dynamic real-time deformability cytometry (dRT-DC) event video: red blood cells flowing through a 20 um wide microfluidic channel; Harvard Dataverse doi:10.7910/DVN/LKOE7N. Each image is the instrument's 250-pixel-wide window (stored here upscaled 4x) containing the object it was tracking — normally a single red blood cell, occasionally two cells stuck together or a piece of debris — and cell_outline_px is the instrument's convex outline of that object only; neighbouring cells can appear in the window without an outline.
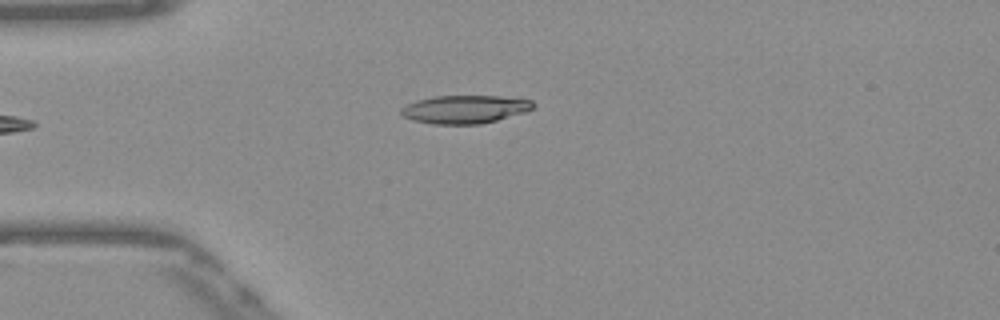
{"species": "Egyptian fruit bat (a non-hibernating species)", "species_latin": "Rousettus aegyptiacus", "temperature_condition": "warm", "stored_images_in_passage": 35, "camera_frame_rate_fps": 3000, "um_per_image_px": 0.085, "frame": {"image": 1, "passage_image": 1, "time_ms": 0.0, "image_size_px": [1000, 320], "cell_outline_px": [[536, 104], [532, 108], [524, 112], [496, 120], [480, 124], [432, 124], [412, 120], [404, 116], [400, 112], [400, 108], [416, 100], [436, 96], [500, 96], [532, 100]], "centroid_in_image_um": [39.5, 9.29], "position_along_channel_um": 45.5, "area_um2": 21.56}}
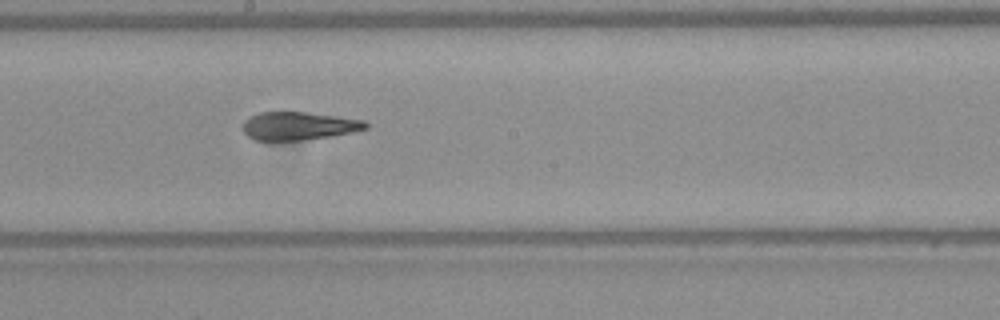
{"frame": {"image": 2, "passage_image": 16, "time_ms": 5.0, "image_size_px": [1000, 320], "cell_outline_px": [[368, 128], [328, 136], [300, 140], [252, 140], [240, 128], [244, 120], [248, 116], [260, 112], [304, 112], [336, 116], [364, 120], [368, 124]], "centroid_in_image_um": [25.29, 10.69], "position_along_channel_um": 222.9, "area_um2": 20.0}}
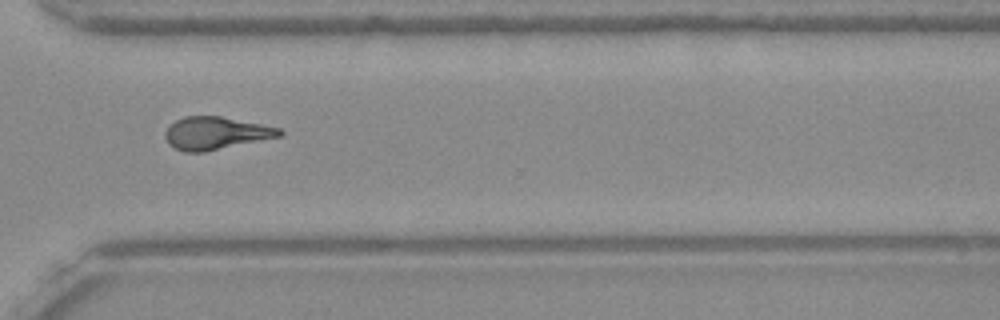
{"frame": {"image": 3, "passage_image": 26, "time_ms": 8.333, "image_size_px": [1000, 320], "cell_outline_px": [[284, 132], [280, 136], [204, 152], [184, 152], [168, 144], [164, 136], [164, 132], [176, 120], [184, 116], [220, 116], [280, 128]], "centroid_in_image_um": [18.31, 11.32], "position_along_channel_um": 352.3, "area_um2": 21.5}, "authors_computed_cell_mechanics": {"area_um2": 21.6172, "velocity_mm_per_s": 3.8879, "shape_relaxation_time_tau1_ms": 6.4278, "shape_relaxation_time_tau2_ms": 1.9544, "deformation_change_tau1": 0.2157, "deformation_change_tau2": 0.1228}}